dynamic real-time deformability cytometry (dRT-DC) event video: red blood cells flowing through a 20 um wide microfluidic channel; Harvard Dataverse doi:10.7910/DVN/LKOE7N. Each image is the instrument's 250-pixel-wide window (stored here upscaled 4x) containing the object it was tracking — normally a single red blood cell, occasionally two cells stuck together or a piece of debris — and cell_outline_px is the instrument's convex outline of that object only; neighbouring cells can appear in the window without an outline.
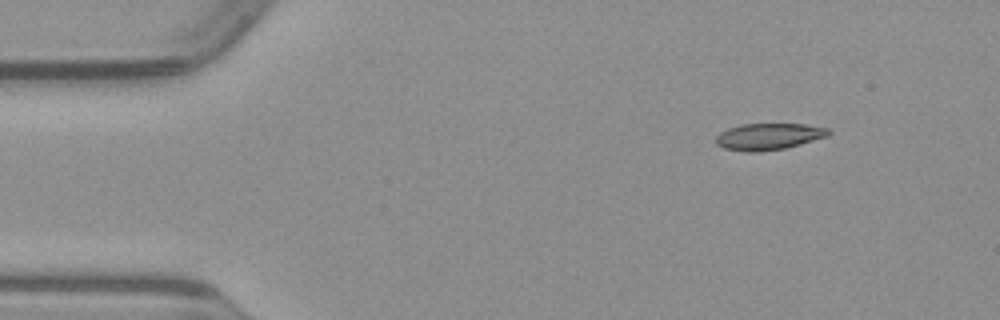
{"species": "common noctule bat (a hibernating species)", "species_latin": "Nyctalus noctula", "temperature_condition": "warm", "stored_images_in_passage": 45, "camera_frame_rate_fps": 3000, "um_per_image_px": 0.085, "animal": {"sex": "male", "body_mass_g": 23.1, "forearm_length_mm": 52.7}, "frame": {"image": 1, "passage_image": 1, "time_ms": 0.0, "image_size_px": [1000, 320], "cell_outline_px": [[832, 132], [828, 136], [800, 144], [784, 148], [760, 152], [744, 152], [724, 148], [716, 144], [716, 136], [720, 132], [728, 128], [740, 124], [808, 124], [828, 128]], "centroid_in_image_um": [65.33, 11.6], "position_along_channel_um": 19.7, "area_um2": 17.57}}
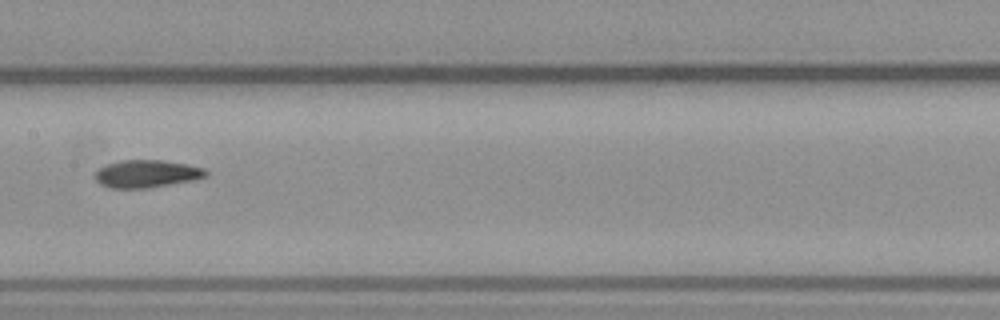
{"frame": {"image": 2, "passage_image": 20, "time_ms": 6.333, "image_size_px": [1000, 320], "cell_outline_px": [[208, 176], [196, 180], [152, 188], [108, 188], [100, 184], [92, 176], [100, 168], [108, 164], [120, 160], [160, 160], [188, 164], [204, 168], [208, 172]], "centroid_in_image_um": [12.5, 14.78], "position_along_channel_um": 194.9, "area_um2": 18.15}}
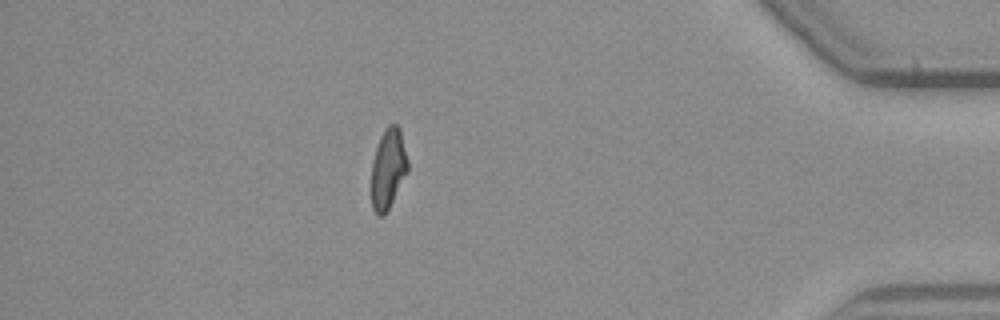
{"frame": {"image": 3, "passage_image": 39, "time_ms": 12.667, "image_size_px": [1000, 320], "cell_outline_px": [[408, 172], [384, 216], [376, 216], [372, 208], [372, 160], [380, 136], [384, 128], [388, 124], [396, 124], [400, 128], [408, 160]], "centroid_in_image_um": [32.99, 14.33], "position_along_channel_um": 402.2, "area_um2": 17.11}}